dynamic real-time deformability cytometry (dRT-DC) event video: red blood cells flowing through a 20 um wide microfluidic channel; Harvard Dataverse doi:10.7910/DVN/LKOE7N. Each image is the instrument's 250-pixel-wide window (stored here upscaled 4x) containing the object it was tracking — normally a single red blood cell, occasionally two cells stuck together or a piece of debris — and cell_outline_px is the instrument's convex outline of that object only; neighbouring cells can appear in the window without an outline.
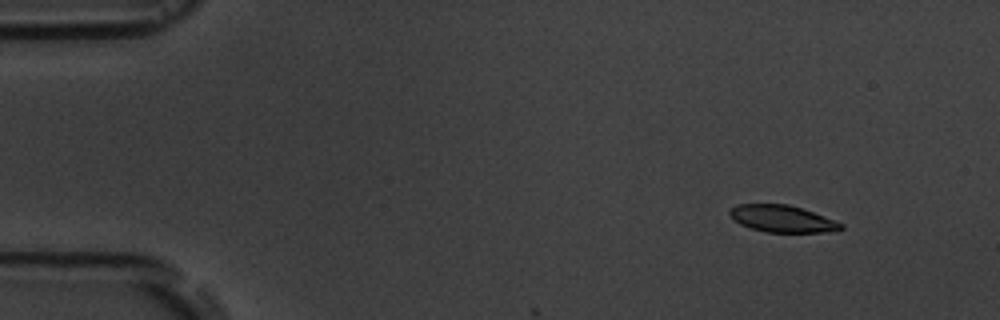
{"species": "common noctule bat (a hibernating species)", "species_latin": "Nyctalus noctula", "temperature_condition": "room temperature", "stored_images_in_passage": 4, "camera_frame_rate_fps": 3000, "um_per_image_px": 0.085, "animal": {"sex": "male", "body_mass_g": 19.5, "forearm_length_mm": 54.6}, "frame": {"image": 1, "passage_image": 1, "time_ms": 0.0, "image_size_px": [1000, 320], "cell_outline_px": [[844, 228], [824, 232], [768, 232], [752, 228], [740, 224], [732, 220], [728, 212], [736, 204], [788, 204], [812, 212], [844, 224]], "centroid_in_image_um": [66.44, 18.59], "position_along_channel_um": 18.6, "area_um2": 17.22}}
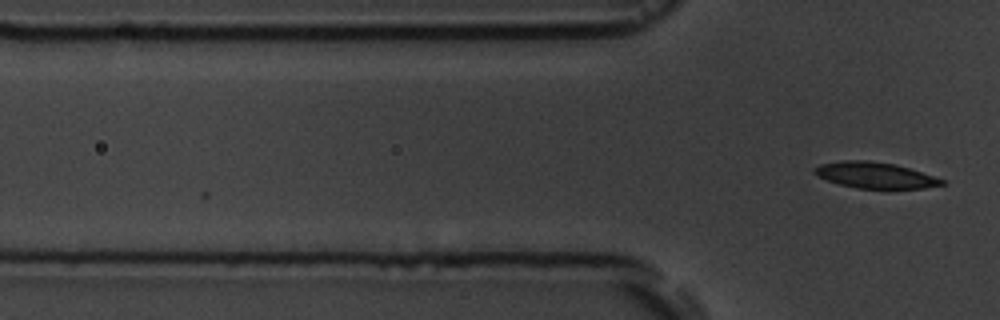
{"frame": {"image": 2, "passage_image": 4, "time_ms": 3.333, "image_size_px": [1000, 320], "cell_outline_px": [[944, 184], [924, 188], [888, 192], [856, 188], [840, 184], [816, 176], [812, 172], [812, 168], [820, 164], [840, 160], [868, 160], [896, 164], [944, 180]], "centroid_in_image_um": [74.36, 14.93], "position_along_channel_um": 51.4, "area_um2": 20.17}}